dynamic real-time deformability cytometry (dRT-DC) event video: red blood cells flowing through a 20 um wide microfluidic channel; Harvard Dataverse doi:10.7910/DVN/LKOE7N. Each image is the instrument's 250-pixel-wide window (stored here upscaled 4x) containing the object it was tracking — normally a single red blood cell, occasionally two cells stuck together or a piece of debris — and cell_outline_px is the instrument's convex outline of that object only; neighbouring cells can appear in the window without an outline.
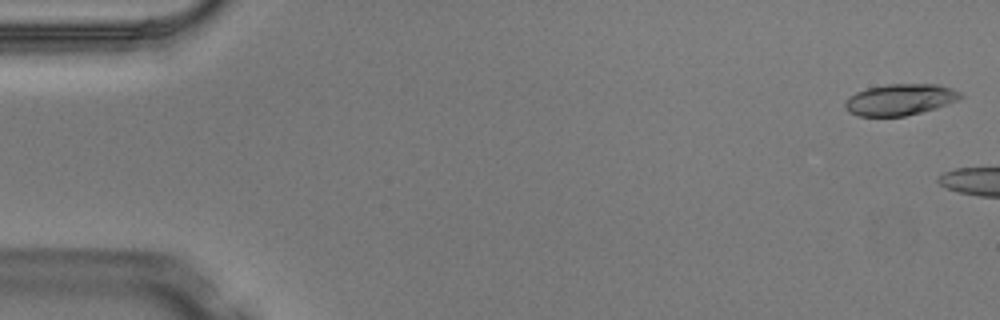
{"species": "Egyptian fruit bat (a non-hibernating species)", "species_latin": "Rousettus aegyptiacus", "temperature_condition": "warm", "stored_images_in_passage": 3, "camera_frame_rate_fps": 3000, "um_per_image_px": 0.085, "animal": {"sex": "male"}, "frame": {"image": 1, "passage_image": 1, "time_ms": 0.0, "image_size_px": [1000, 320], "cell_outline_px": [[964, 96], [956, 100], [936, 108], [904, 116], [856, 116], [848, 112], [844, 104], [848, 96], [856, 92], [868, 88], [888, 84], [936, 84], [952, 88]], "centroid_in_image_um": [76.46, 8.47], "position_along_channel_um": 8.5, "area_um2": 20.92}}